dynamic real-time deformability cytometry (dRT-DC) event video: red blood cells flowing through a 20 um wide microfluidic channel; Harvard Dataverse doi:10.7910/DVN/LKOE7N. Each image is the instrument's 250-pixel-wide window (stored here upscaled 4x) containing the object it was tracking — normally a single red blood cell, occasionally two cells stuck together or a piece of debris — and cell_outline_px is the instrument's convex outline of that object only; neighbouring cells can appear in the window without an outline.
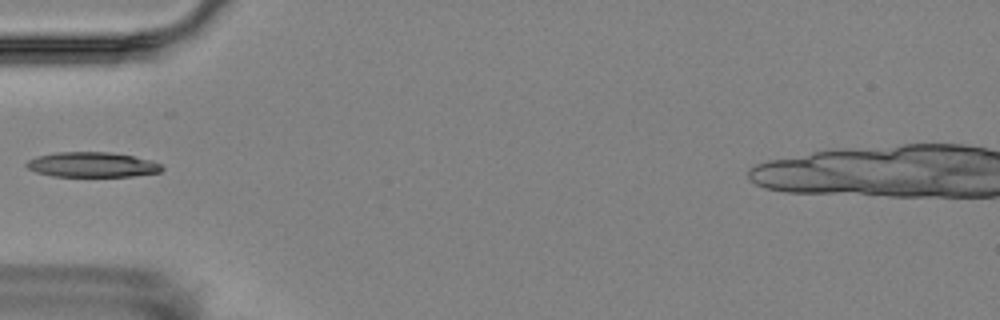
{"species": "Egyptian fruit bat (a non-hibernating species)", "species_latin": "Rousettus aegyptiacus", "temperature_condition": "room temperature", "stored_images_in_passage": 5, "camera_frame_rate_fps": 3000, "um_per_image_px": 0.085, "animal": {"sex": "female"}, "frame": {"image": 1, "passage_image": 4, "time_ms": 4.333, "image_size_px": [1000, 320], "cell_outline_px": [[164, 168], [160, 172], [132, 176], [52, 176], [36, 172], [28, 168], [24, 164], [28, 160], [36, 156], [56, 152], [108, 152], [132, 156], [148, 160], [160, 164]], "centroid_in_image_um": [7.78, 13.99], "position_along_channel_um": 77.2, "area_um2": 19.59}}